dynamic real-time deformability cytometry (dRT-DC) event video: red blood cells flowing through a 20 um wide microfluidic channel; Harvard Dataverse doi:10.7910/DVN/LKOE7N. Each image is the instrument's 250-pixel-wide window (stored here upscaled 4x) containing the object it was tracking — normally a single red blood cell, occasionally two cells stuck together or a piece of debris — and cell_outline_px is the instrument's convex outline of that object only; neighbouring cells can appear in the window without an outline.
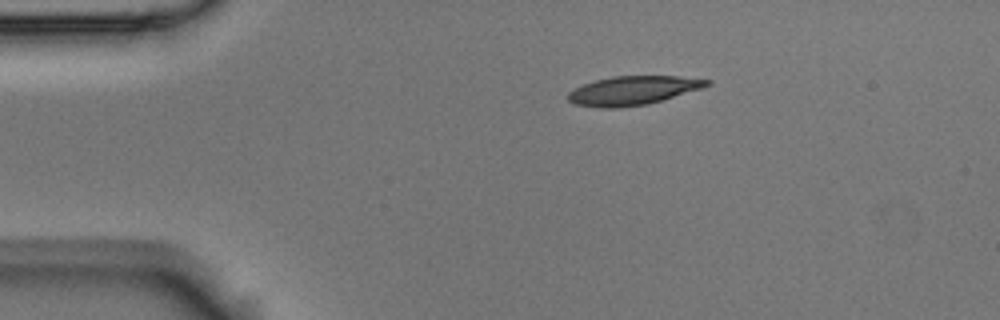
{"species": "Egyptian fruit bat (a non-hibernating species)", "species_latin": "Rousettus aegyptiacus", "temperature_condition": "room temperature", "stored_images_in_passage": 8, "camera_frame_rate_fps": 3000, "um_per_image_px": 0.085, "animal": {"sex": "male"}, "frame": {"image": 1, "passage_image": 1, "time_ms": 0.0, "image_size_px": [1000, 320], "cell_outline_px": [[712, 84], [704, 88], [648, 104], [620, 108], [600, 108], [576, 104], [568, 100], [568, 92], [584, 84], [596, 80], [612, 76], [680, 76], [712, 80]], "centroid_in_image_um": [53.85, 7.69], "position_along_channel_um": 31.1, "area_um2": 23.47}}
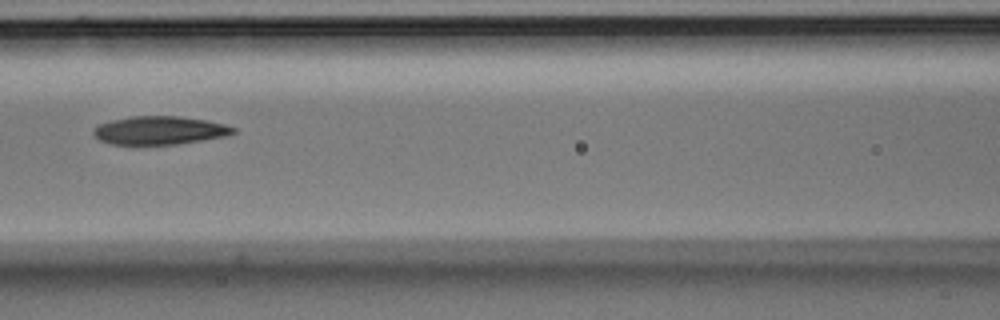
{"frame": {"image": 2, "passage_image": 5, "time_ms": 1.333, "image_size_px": [1000, 320], "cell_outline_px": [[236, 132], [228, 136], [176, 144], [112, 144], [100, 140], [92, 132], [92, 128], [100, 124], [112, 120], [132, 116], [180, 116], [208, 120], [224, 124], [236, 128]], "centroid_in_image_um": [13.6, 11.07], "position_along_channel_um": 153.0, "area_um2": 23.06}}
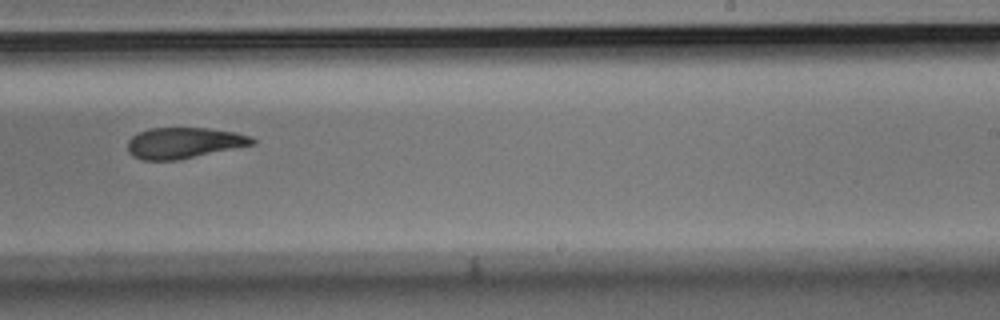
{"frame": {"image": 3, "passage_image": 8, "time_ms": 2.333, "image_size_px": [1000, 320], "cell_outline_px": [[256, 144], [176, 160], [144, 160], [132, 156], [128, 152], [128, 140], [132, 136], [148, 128], [208, 128], [236, 132], [252, 136], [256, 140]], "centroid_in_image_um": [15.65, 12.14], "position_along_channel_um": 273.4, "area_um2": 22.48}}